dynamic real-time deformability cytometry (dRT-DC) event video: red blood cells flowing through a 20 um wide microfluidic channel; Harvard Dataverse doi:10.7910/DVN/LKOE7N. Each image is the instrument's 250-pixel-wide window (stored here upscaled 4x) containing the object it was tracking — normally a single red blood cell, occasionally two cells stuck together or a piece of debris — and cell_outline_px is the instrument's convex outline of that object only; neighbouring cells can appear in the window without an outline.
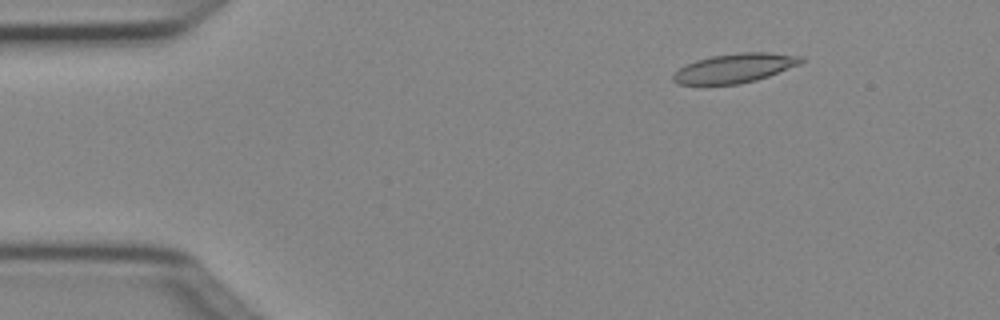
{"species": "Egyptian fruit bat (a non-hibernating species)", "species_latin": "Rousettus aegyptiacus", "temperature_condition": "cold", "stored_images_in_passage": 4, "camera_frame_rate_fps": 3000, "um_per_image_px": 0.085, "animal": {"sex": "female"}, "frame": {"image": 1, "passage_image": 2, "time_ms": 0.333, "image_size_px": [1000, 320], "cell_outline_px": [[804, 60], [800, 64], [768, 76], [756, 80], [740, 84], [676, 84], [672, 80], [672, 76], [680, 68], [696, 60], [712, 56], [740, 52], [768, 52], [804, 56]], "centroid_in_image_um": [62.48, 5.78], "position_along_channel_um": 22.5, "area_um2": 21.68}}